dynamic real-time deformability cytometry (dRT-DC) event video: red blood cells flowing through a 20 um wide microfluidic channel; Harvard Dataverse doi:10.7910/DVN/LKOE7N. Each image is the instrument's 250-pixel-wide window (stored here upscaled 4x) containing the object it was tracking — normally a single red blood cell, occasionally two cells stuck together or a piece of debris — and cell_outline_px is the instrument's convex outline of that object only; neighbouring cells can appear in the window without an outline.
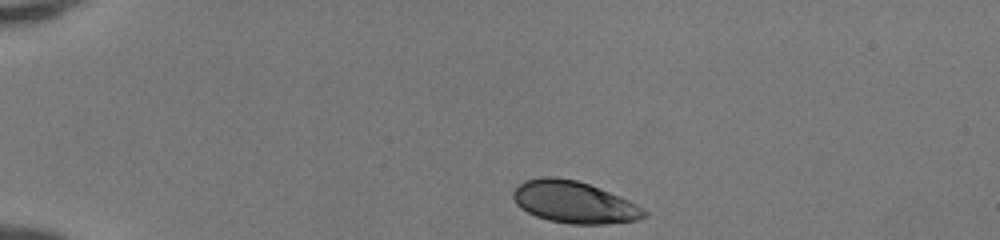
{"species": "human", "species_latin": "Homo sapiens", "temperature_condition": "room temperature", "stored_images_in_passage": 40, "camera_frame_rate_fps": 3000, "um_per_image_px": 0.085, "donor": {"sex": "female"}, "frame": {"image": 1, "passage_image": 1, "time_ms": 0.0, "image_size_px": [1000, 240], "cell_outline_px": [[648, 216], [636, 220], [604, 224], [568, 224], [548, 220], [536, 216], [520, 208], [516, 204], [512, 196], [512, 192], [524, 180], [540, 176], [552, 176], [576, 180], [588, 184], [620, 196], [636, 204], [648, 212]], "centroid_in_image_um": [48.78, 17.18], "position_along_channel_um": 36.2, "area_um2": 32.02}}
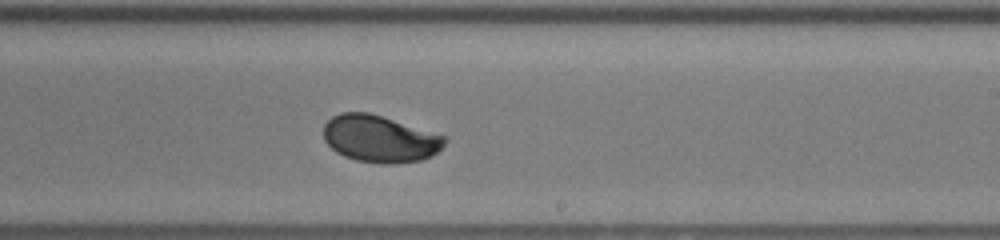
{"frame": {"image": 2, "passage_image": 22, "time_ms": 7.0, "image_size_px": [1000, 240], "cell_outline_px": [[448, 140], [432, 156], [424, 160], [392, 164], [384, 164], [356, 160], [344, 156], [336, 152], [324, 140], [324, 124], [332, 116], [340, 112], [368, 112], [444, 136]], "centroid_in_image_um": [32.26, 11.81], "position_along_channel_um": 256.7, "area_um2": 32.95}}
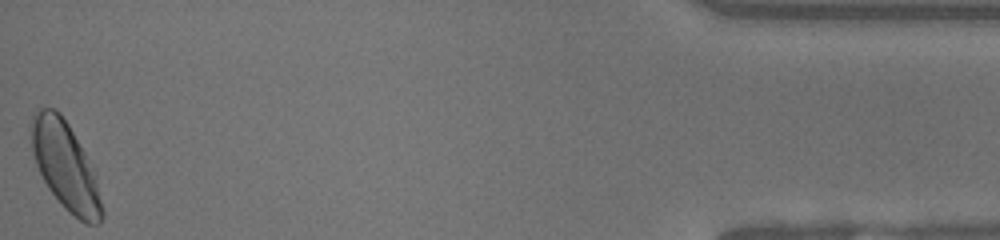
{"frame": {"image": 3, "passage_image": 40, "time_ms": 13.0, "image_size_px": [1000, 240], "cell_outline_px": [[104, 216], [100, 224], [84, 224], [68, 212], [64, 208], [48, 188], [36, 164], [32, 152], [28, 124], [32, 112], [36, 108], [56, 108], [60, 112], [68, 124], [84, 152], [92, 172], [104, 212]], "centroid_in_image_um": [5.48, 14.07], "position_along_channel_um": 429.7, "area_um2": 36.07}, "authors_computed_cell_mechanics": {"area_um2": 32.8593, "velocity_mm_per_s": 4.1521, "shape_relaxation_time_tau1_ms": 2.9164, "shape_relaxation_time_tau2_ms": null, "deformation_change_tau1": 0.1329, "deformation_change_tau2": null}}